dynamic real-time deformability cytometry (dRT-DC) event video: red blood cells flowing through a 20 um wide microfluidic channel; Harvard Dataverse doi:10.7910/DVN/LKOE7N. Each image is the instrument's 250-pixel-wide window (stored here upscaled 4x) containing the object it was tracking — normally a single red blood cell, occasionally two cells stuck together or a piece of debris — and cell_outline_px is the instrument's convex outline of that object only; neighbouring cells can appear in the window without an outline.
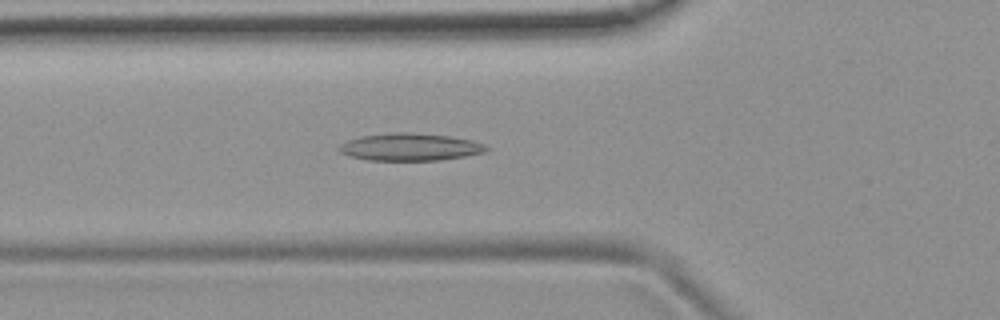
{"species": "common noctule bat (a hibernating species)", "species_latin": "Nyctalus noctula", "temperature_condition": "room temperature", "stored_images_in_passage": 53, "camera_frame_rate_fps": 3000, "um_per_image_px": 0.085, "animal": {"sex": "female", "body_mass_g": 19.9}, "frame": {"image": 1, "passage_image": 19, "time_ms": 6.0, "image_size_px": [1000, 320], "cell_outline_px": [[488, 152], [464, 156], [436, 160], [368, 160], [348, 156], [340, 152], [336, 148], [340, 144], [348, 140], [360, 136], [392, 132], [408, 132], [448, 136], [472, 140], [484, 144], [488, 148]], "centroid_in_image_um": [34.82, 12.49], "position_along_channel_um": 91.0, "area_um2": 23.52}}
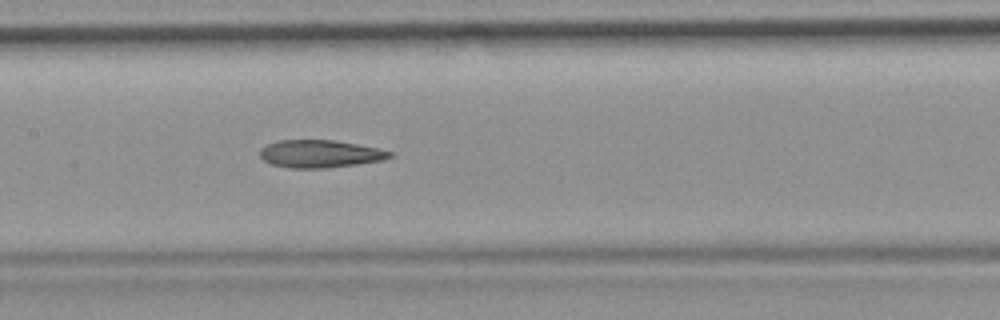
{"frame": {"image": 2, "passage_image": 26, "time_ms": 8.333, "image_size_px": [1000, 320], "cell_outline_px": [[396, 156], [384, 160], [328, 168], [288, 168], [272, 164], [264, 160], [260, 156], [260, 148], [276, 140], [332, 140], [356, 144], [396, 152]], "centroid_in_image_um": [27.24, 13.08], "position_along_channel_um": 180.2, "area_um2": 21.04}}
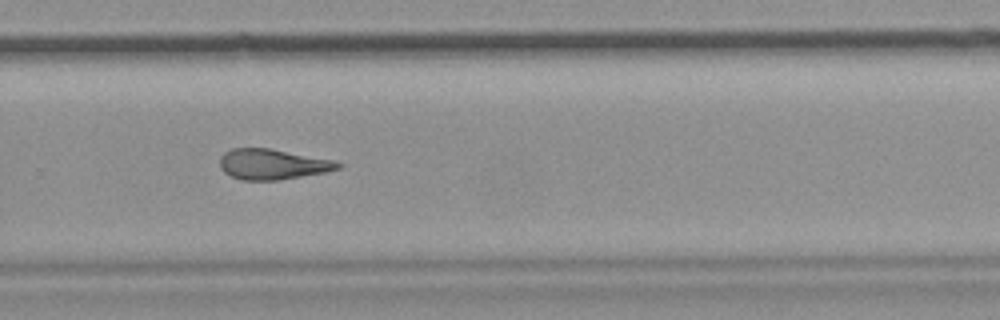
{"frame": {"image": 3, "passage_image": 36, "time_ms": 11.667, "image_size_px": [1000, 320], "cell_outline_px": [[344, 164], [340, 168], [324, 172], [280, 180], [240, 180], [224, 172], [220, 168], [220, 156], [224, 152], [232, 148], [268, 148], [332, 160]], "centroid_in_image_um": [23.13, 13.96], "position_along_channel_um": 306.7, "area_um2": 20.81}, "authors_computed_cell_mechanics": {"area_um2": 22.0218, "velocity_mm_per_s": 3.8079, "shape_relaxation_time_tau1_ms": null, "shape_relaxation_time_tau2_ms": 4.0477, "deformation_change_tau1": null, "deformation_change_tau2": 0.1496}}